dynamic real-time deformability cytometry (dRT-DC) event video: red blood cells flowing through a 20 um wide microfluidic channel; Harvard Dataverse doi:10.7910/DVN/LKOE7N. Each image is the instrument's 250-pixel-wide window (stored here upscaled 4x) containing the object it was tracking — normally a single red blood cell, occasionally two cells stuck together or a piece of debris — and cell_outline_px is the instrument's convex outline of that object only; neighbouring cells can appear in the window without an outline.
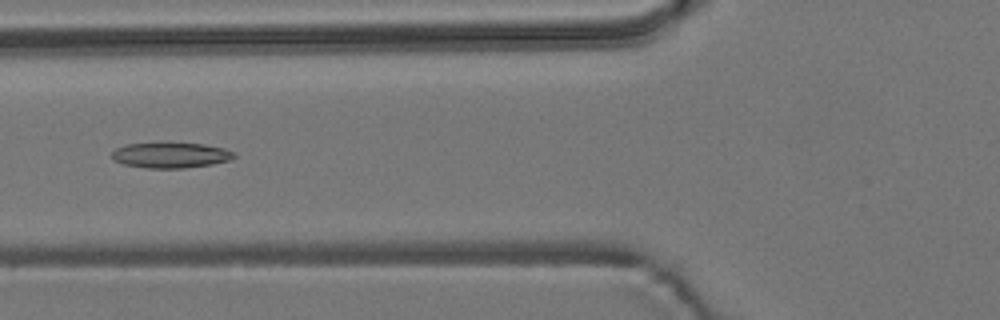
{"species": "common noctule bat (a hibernating species)", "species_latin": "Nyctalus noctula", "temperature_condition": "room temperature", "stored_images_in_passage": 55, "camera_frame_rate_fps": 3000, "um_per_image_px": 0.085, "animal": {"sex": "male", "body_mass_g": 19.2, "forearm_length_mm": 51.8}, "frame": {"image": 1, "passage_image": 21, "time_ms": 6.667, "image_size_px": [1000, 320], "cell_outline_px": [[236, 156], [228, 160], [212, 164], [184, 168], [144, 168], [124, 164], [112, 160], [112, 152], [116, 148], [124, 144], [164, 140], [204, 144], [224, 148], [236, 152]], "centroid_in_image_um": [14.47, 13.14], "position_along_channel_um": 111.3, "area_um2": 19.07}}
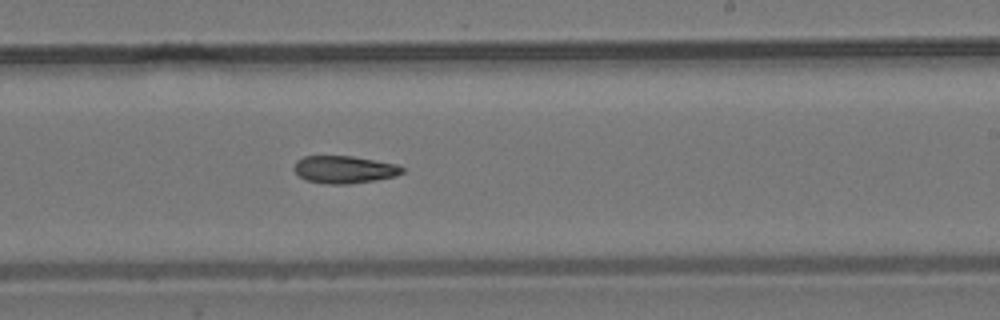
{"frame": {"image": 2, "passage_image": 33, "time_ms": 10.667, "image_size_px": [1000, 320], "cell_outline_px": [[404, 172], [396, 176], [376, 180], [348, 184], [328, 184], [308, 180], [300, 176], [292, 168], [296, 160], [304, 156], [352, 156], [396, 164], [404, 168]], "centroid_in_image_um": [29.26, 14.4], "position_along_channel_um": 259.7, "area_um2": 17.28}}
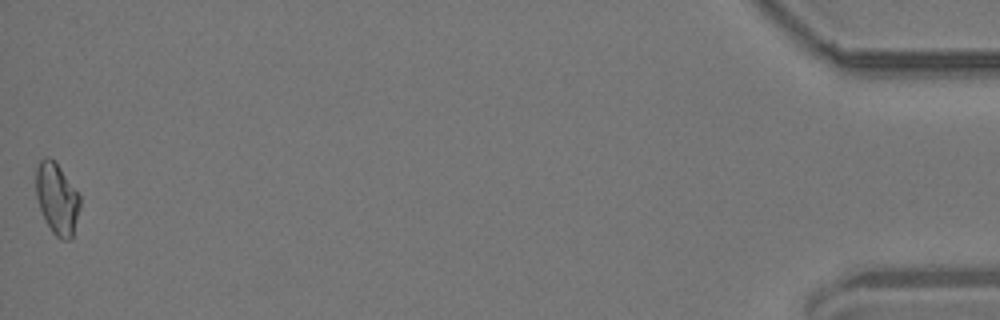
{"frame": {"image": 3, "passage_image": 55, "time_ms": 18.0, "image_size_px": [1000, 320], "cell_outline_px": [[80, 208], [72, 240], [60, 240], [52, 232], [40, 208], [36, 196], [36, 168], [40, 160], [44, 156], [48, 156], [60, 168], [80, 196]], "centroid_in_image_um": [4.85, 16.92], "position_along_channel_um": 430.4, "area_um2": 18.15}, "authors_computed_cell_mechanics": {"area_um2": 18.0336, "velocity_mm_per_s": 3.7106, "shape_relaxation_time_tau1_ms": 9.5785, "shape_relaxation_time_tau2_ms": null, "deformation_change_tau1": 0.1585, "deformation_change_tau2": null}}